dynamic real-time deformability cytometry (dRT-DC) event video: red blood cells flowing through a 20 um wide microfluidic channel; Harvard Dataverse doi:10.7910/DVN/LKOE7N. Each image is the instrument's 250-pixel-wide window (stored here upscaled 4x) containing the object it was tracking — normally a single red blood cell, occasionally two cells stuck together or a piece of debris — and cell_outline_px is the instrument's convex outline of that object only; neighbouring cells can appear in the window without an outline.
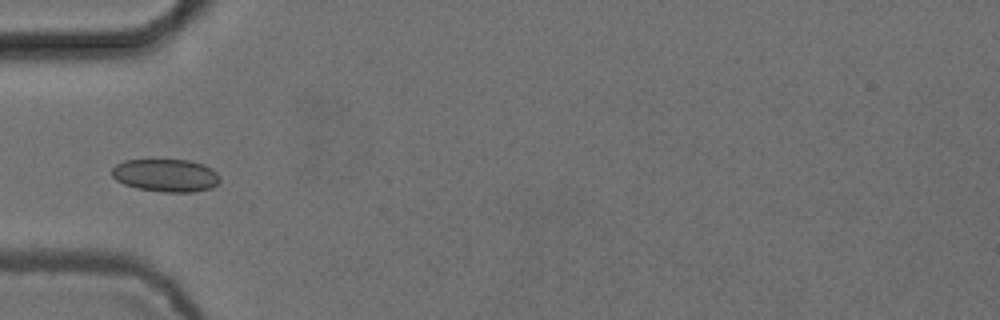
{"species": "common noctule bat (a hibernating species)", "species_latin": "Nyctalus noctula", "temperature_condition": "cold", "stored_images_in_passage": 6, "camera_frame_rate_fps": 3000, "um_per_image_px": 0.085, "animal": {"sex": "female", "body_mass_g": 24.6, "forearm_length_mm": 56.2}, "frame": {"image": 1, "passage_image": 6, "time_ms": 1.667, "image_size_px": [1000, 320], "cell_outline_px": [[220, 180], [212, 188], [192, 192], [164, 192], [136, 188], [124, 184], [116, 180], [112, 176], [112, 168], [116, 164], [124, 160], [148, 156], [156, 156], [188, 160], [204, 164], [212, 168], [220, 176]], "centroid_in_image_um": [14.05, 14.84], "position_along_channel_um": 70.9, "area_um2": 21.79}}